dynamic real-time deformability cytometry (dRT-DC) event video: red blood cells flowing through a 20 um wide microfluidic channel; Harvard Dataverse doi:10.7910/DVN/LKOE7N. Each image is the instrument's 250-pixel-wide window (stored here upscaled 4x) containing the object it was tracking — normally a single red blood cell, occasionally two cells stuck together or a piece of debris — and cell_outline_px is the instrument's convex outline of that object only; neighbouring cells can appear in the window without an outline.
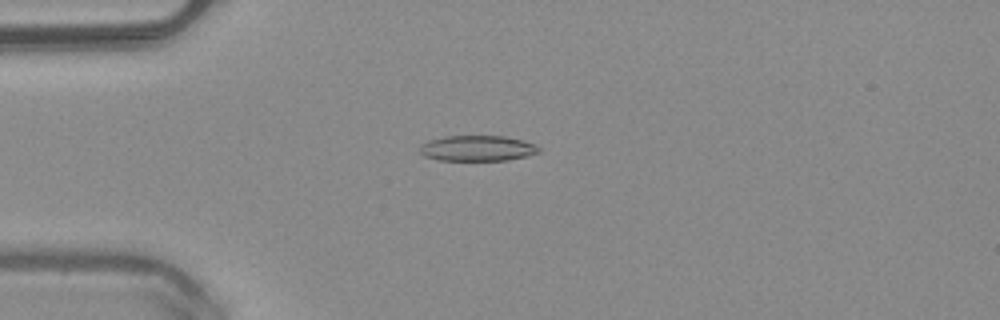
{"species": "common noctule bat (a hibernating species)", "species_latin": "Nyctalus noctula", "temperature_condition": "warm", "stored_images_in_passage": 50, "camera_frame_rate_fps": 3000, "um_per_image_px": 0.085, "animal": {"sex": "male", "body_mass_g": 20.4}, "frame": {"image": 1, "passage_image": 13, "time_ms": 4.0, "image_size_px": [1000, 320], "cell_outline_px": [[540, 152], [528, 156], [508, 160], [440, 160], [424, 156], [420, 152], [420, 144], [428, 140], [444, 136], [504, 136], [524, 140], [536, 144], [540, 148]], "centroid_in_image_um": [40.6, 12.6], "position_along_channel_um": 44.4, "area_um2": 17.92}}
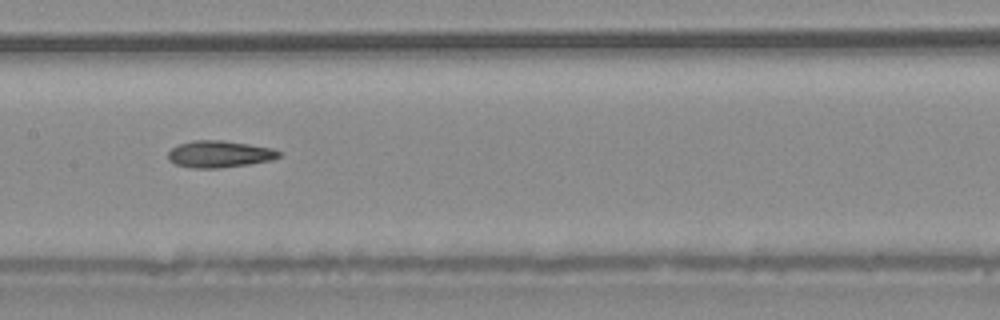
{"frame": {"image": 2, "passage_image": 25, "time_ms": 8.0, "image_size_px": [1000, 320], "cell_outline_px": [[280, 156], [272, 160], [248, 164], [220, 168], [192, 168], [176, 164], [168, 160], [168, 152], [172, 148], [180, 144], [192, 140], [220, 140], [248, 144], [272, 148], [280, 152]], "centroid_in_image_um": [18.63, 13.1], "position_along_channel_um": 188.8, "area_um2": 17.22}}
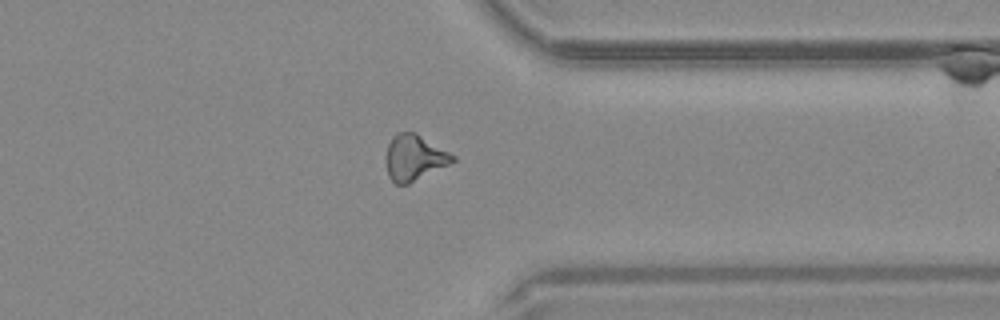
{"frame": {"image": 3, "passage_image": 39, "time_ms": 12.667, "image_size_px": [1000, 320], "cell_outline_px": [[456, 160], [408, 184], [396, 184], [388, 176], [388, 144], [392, 136], [396, 132], [416, 132], [456, 156]], "centroid_in_image_um": [35.23, 13.37], "position_along_channel_um": 376.2, "area_um2": 17.4}, "authors_computed_cell_mechanics": {"area_um2": 17.5712, "velocity_mm_per_s": 4.0931, "shape_relaxation_time_tau1_ms": null, "shape_relaxation_time_tau2_ms": 8.2679, "deformation_change_tau1": null, "deformation_change_tau2": 0.2334}}